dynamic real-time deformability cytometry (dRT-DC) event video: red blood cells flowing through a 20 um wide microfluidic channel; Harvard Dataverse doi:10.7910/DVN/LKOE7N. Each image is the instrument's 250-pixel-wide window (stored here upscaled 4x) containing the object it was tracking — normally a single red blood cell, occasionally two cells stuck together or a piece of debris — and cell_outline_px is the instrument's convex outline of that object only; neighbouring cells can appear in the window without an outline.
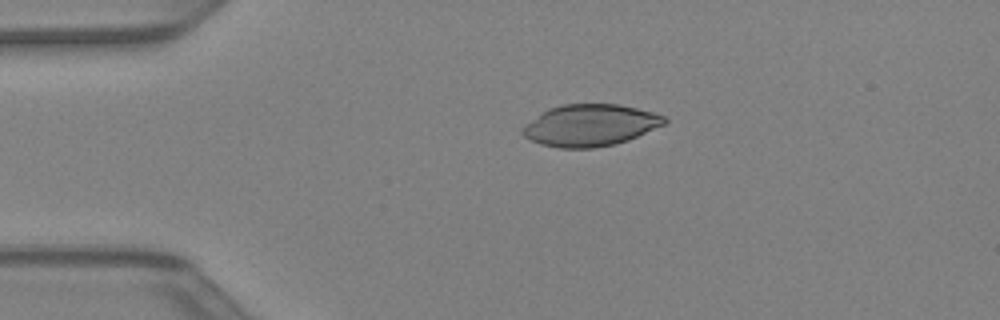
{"species": "Egyptian fruit bat (a non-hibernating species)", "species_latin": "Rousettus aegyptiacus", "temperature_condition": "warm", "stored_images_in_passage": 34, "camera_frame_rate_fps": 3000, "um_per_image_px": 0.085, "animal": {"sex": "female"}, "frame": {"image": 1, "passage_image": 1, "time_ms": 0.0, "image_size_px": [1000, 320], "cell_outline_px": [[668, 120], [664, 124], [628, 140], [616, 144], [592, 148], [560, 148], [540, 144], [524, 136], [520, 132], [520, 128], [524, 124], [548, 108], [560, 104], [620, 104], [652, 112], [664, 116]], "centroid_in_image_um": [50.12, 10.64], "position_along_channel_um": 34.9, "area_um2": 34.56}}
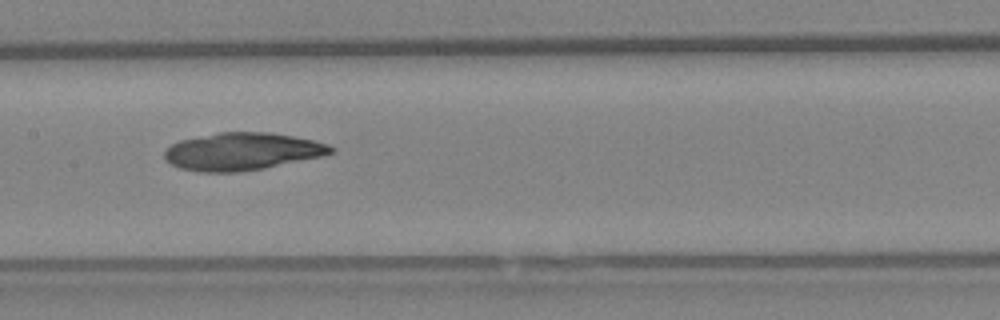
{"frame": {"image": 2, "passage_image": 13, "time_ms": 4.0, "image_size_px": [1000, 320], "cell_outline_px": [[336, 152], [320, 156], [260, 168], [232, 172], [200, 172], [180, 168], [164, 160], [164, 152], [172, 144], [180, 140], [220, 132], [268, 132], [292, 136], [312, 140], [328, 144], [336, 148]], "centroid_in_image_um": [20.56, 12.86], "position_along_channel_um": 186.8, "area_um2": 35.84}}
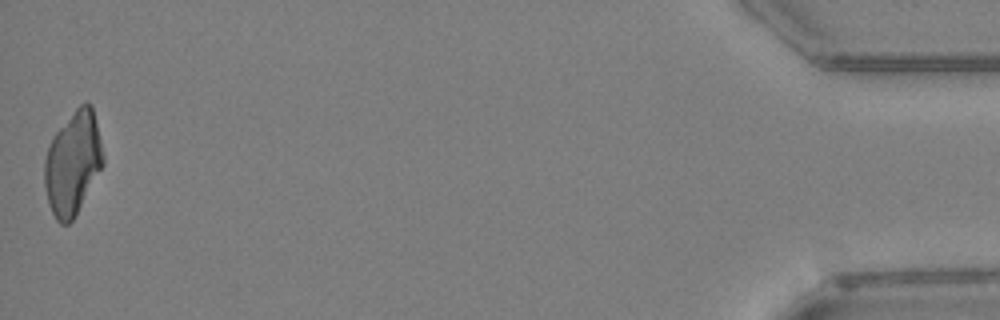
{"frame": {"image": 3, "passage_image": 34, "time_ms": 11.0, "image_size_px": [1000, 320], "cell_outline_px": [[104, 164], [72, 220], [68, 224], [60, 224], [56, 220], [48, 204], [44, 184], [44, 160], [52, 136], [76, 108], [80, 104], [88, 100], [92, 108], [104, 156]], "centroid_in_image_um": [6.17, 13.87], "position_along_channel_um": 429.0, "area_um2": 34.91}}